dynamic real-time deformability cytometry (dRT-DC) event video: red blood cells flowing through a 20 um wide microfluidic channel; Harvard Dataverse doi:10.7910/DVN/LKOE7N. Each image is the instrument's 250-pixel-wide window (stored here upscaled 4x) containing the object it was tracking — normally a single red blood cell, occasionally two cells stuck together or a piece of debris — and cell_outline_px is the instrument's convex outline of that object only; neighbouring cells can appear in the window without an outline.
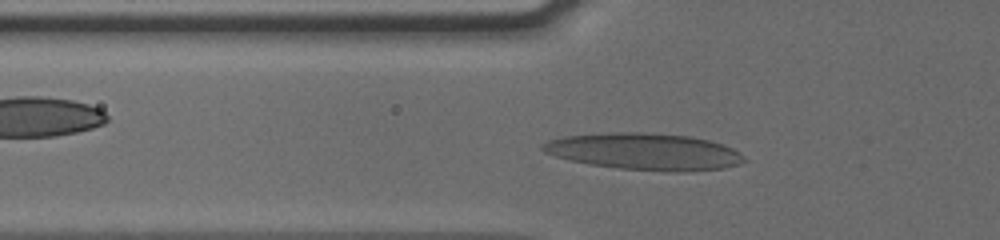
{"species": "human", "species_latin": "Homo sapiens", "temperature_condition": "cold", "stored_images_in_passage": 41, "camera_frame_rate_fps": 3000, "um_per_image_px": 0.085, "donor": {"sex": "male"}, "frame": {"image": 1, "passage_image": 11, "time_ms": 3.333, "image_size_px": [1000, 240], "cell_outline_px": [[744, 160], [740, 164], [724, 168], [684, 172], [676, 172], [620, 168], [592, 164], [572, 160], [556, 156], [544, 152], [540, 148], [540, 144], [548, 140], [564, 136], [608, 132], [640, 132], [688, 136], [708, 140], [732, 148], [740, 152], [744, 156]], "centroid_in_image_um": [54.77, 12.88], "position_along_channel_um": 71.0, "area_um2": 42.89}}
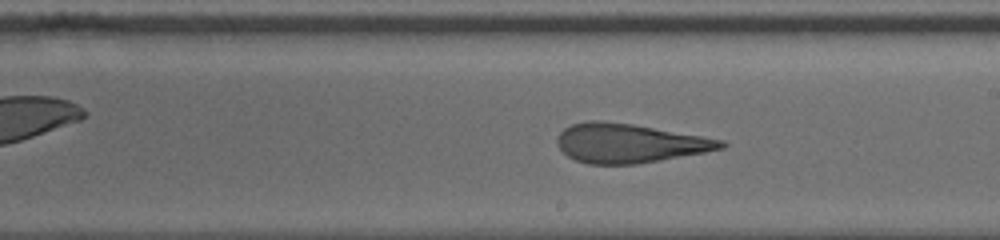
{"frame": {"image": 2, "passage_image": 24, "time_ms": 7.667, "image_size_px": [1000, 240], "cell_outline_px": [[728, 144], [724, 148], [704, 152], [660, 160], [636, 164], [588, 164], [576, 160], [568, 156], [556, 144], [556, 136], [564, 128], [572, 124], [592, 120], [596, 120], [632, 124], [724, 140]], "centroid_in_image_um": [53.47, 12.17], "position_along_channel_um": 235.5, "area_um2": 37.05}}
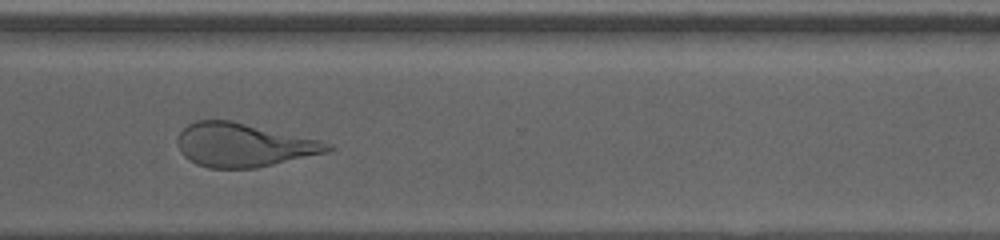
{"frame": {"image": 3, "passage_image": 33, "time_ms": 10.667, "image_size_px": [1000, 240], "cell_outline_px": [[336, 148], [328, 152], [256, 168], [208, 168], [196, 164], [188, 160], [180, 152], [176, 140], [180, 132], [188, 124], [196, 120], [232, 120], [320, 140], [332, 144]], "centroid_in_image_um": [20.69, 12.32], "position_along_channel_um": 349.9, "area_um2": 38.38}, "authors_computed_cell_mechanics": {"area_um2": 37.1654, "velocity_mm_per_s": 3.8299, "shape_relaxation_time_tau1_ms": null, "shape_relaxation_time_tau2_ms": 1.962, "deformation_change_tau1": null, "deformation_change_tau2": 0.1339}}